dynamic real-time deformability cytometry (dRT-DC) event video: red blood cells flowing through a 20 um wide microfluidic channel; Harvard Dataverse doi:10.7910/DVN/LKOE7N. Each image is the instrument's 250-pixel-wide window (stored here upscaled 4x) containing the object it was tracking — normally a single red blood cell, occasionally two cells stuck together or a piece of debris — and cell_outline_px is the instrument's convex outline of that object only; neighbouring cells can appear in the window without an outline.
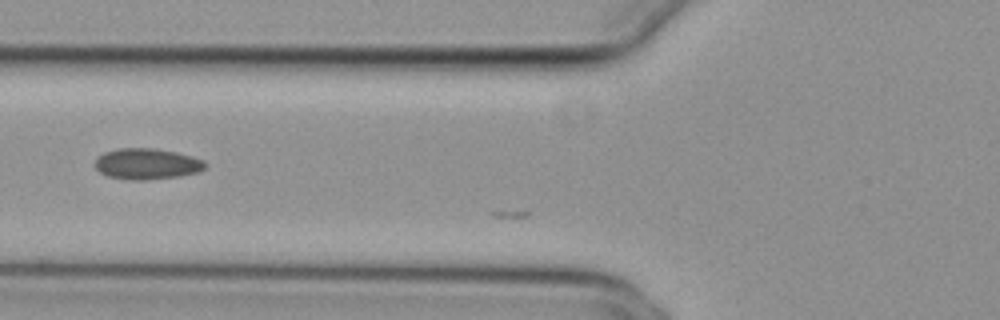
{"species": "common noctule bat (a hibernating species)", "species_latin": "Nyctalus noctula", "temperature_condition": "cold", "stored_images_in_passage": 5, "camera_frame_rate_fps": 3000, "um_per_image_px": 0.085, "animal": {"sex": "female", "body_mass_g": 29.2, "forearm_length_mm": 56.3}, "frame": {"image": 1, "passage_image": 4, "time_ms": 1.0, "image_size_px": [1000, 320], "cell_outline_px": [[204, 168], [200, 172], [180, 176], [144, 180], [132, 180], [108, 176], [100, 172], [96, 168], [96, 160], [104, 152], [116, 148], [152, 148], [176, 152], [192, 156], [204, 160]], "centroid_in_image_um": [12.5, 13.93], "position_along_channel_um": 113.3, "area_um2": 19.77}}